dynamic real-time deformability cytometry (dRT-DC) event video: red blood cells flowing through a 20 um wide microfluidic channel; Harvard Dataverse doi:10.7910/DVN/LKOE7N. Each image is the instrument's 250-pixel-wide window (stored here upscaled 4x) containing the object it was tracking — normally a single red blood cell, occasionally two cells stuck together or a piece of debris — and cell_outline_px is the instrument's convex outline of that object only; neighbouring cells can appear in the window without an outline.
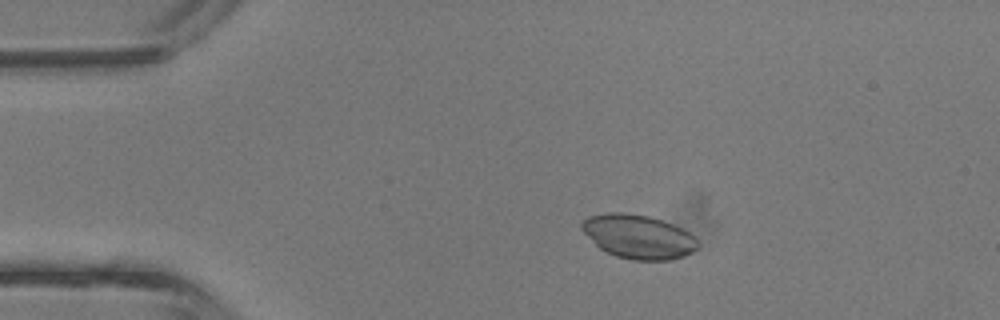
{"species": "common noctule bat (a hibernating species)", "species_latin": "Nyctalus noctula", "temperature_condition": "room temperature", "stored_images_in_passage": 4, "camera_frame_rate_fps": 3000, "um_per_image_px": 0.085, "animal": {"sex": "male", "body_mass_g": 13.3}, "frame": {"image": 1, "passage_image": 3, "time_ms": 0.667, "image_size_px": [1000, 320], "cell_outline_px": [[700, 244], [692, 252], [684, 256], [672, 260], [632, 260], [616, 256], [600, 248], [580, 228], [580, 224], [588, 216], [604, 212], [620, 212], [648, 216], [672, 224], [688, 232]], "centroid_in_image_um": [54.24, 20.11], "position_along_channel_um": 30.8, "area_um2": 29.48}}